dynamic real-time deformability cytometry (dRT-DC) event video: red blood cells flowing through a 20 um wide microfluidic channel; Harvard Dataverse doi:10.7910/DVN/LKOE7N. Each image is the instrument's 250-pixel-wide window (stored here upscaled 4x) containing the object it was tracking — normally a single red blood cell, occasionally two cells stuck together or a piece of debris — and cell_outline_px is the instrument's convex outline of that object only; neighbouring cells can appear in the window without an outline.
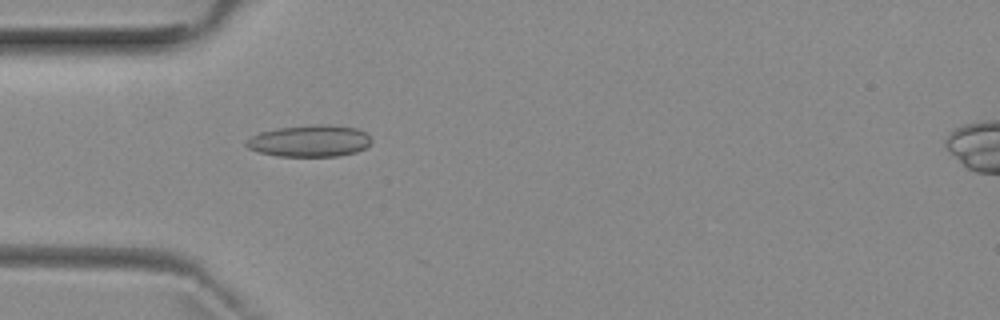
{"species": "common noctule bat (a hibernating species)", "species_latin": "Nyctalus noctula", "temperature_condition": "room temperature", "stored_images_in_passage": 6, "camera_frame_rate_fps": 3000, "um_per_image_px": 0.085, "animal": {"sex": "female", "body_mass_g": 29.2, "forearm_length_mm": 56.3}, "frame": {"image": 1, "passage_image": 5, "time_ms": 4.667, "image_size_px": [1000, 320], "cell_outline_px": [[372, 140], [364, 148], [356, 152], [336, 156], [276, 156], [260, 152], [248, 148], [244, 144], [252, 136], [260, 132], [276, 128], [312, 124], [328, 124], [356, 128], [364, 132]], "centroid_in_image_um": [26.3, 11.97], "position_along_channel_um": 58.7, "area_um2": 23.06}}